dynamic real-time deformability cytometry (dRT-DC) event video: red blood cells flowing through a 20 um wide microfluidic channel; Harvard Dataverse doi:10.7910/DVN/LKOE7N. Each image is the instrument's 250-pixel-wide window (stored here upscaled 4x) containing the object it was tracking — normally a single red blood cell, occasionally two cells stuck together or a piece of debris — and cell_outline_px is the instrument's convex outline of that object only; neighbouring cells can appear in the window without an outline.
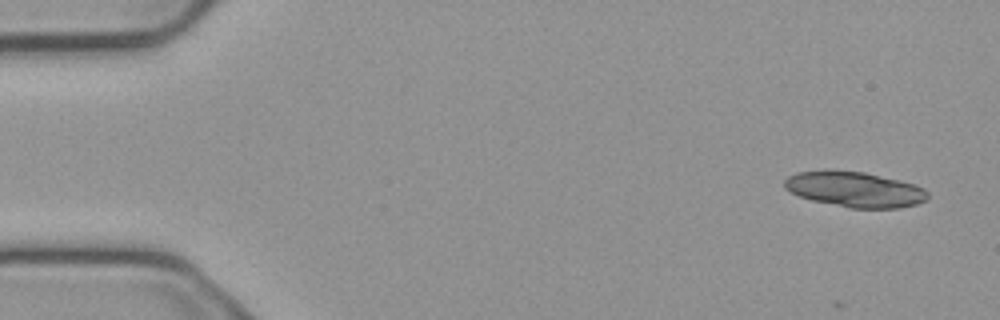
{"species": "common noctule bat (a hibernating species)", "species_latin": "Nyctalus noctula", "temperature_condition": "cold", "stored_images_in_passage": 4, "camera_frame_rate_fps": 3000, "um_per_image_px": 0.085, "animal": {"sex": "male", "body_mass_g": 23.1, "forearm_length_mm": 52.7}, "frame": {"image": 1, "passage_image": 1, "time_ms": 0.0, "image_size_px": [1000, 320], "cell_outline_px": [[928, 196], [924, 200], [916, 204], [900, 208], [848, 208], [812, 200], [800, 196], [784, 188], [784, 180], [788, 176], [796, 172], [864, 172], [900, 180], [916, 184], [924, 188], [928, 192]], "centroid_in_image_um": [72.7, 16.12], "position_along_channel_um": 12.3, "area_um2": 29.02}}